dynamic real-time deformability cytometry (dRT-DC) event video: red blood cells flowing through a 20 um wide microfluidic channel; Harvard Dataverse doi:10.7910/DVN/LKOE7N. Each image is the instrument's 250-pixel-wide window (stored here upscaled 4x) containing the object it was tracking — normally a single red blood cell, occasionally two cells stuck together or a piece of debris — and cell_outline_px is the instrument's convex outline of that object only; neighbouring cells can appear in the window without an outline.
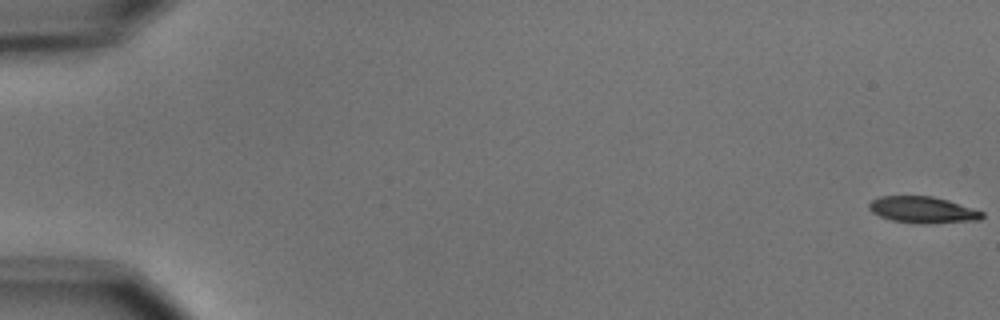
{"species": "common noctule bat (a hibernating species)", "species_latin": "Nyctalus noctula", "temperature_condition": "cold", "stored_images_in_passage": 5, "camera_frame_rate_fps": 3000, "um_per_image_px": 0.085, "animal": {"sex": "male", "body_mass_g": 15.6}, "frame": {"image": 1, "passage_image": 1, "time_ms": 0.0, "image_size_px": [1000, 320], "cell_outline_px": [[984, 216], [980, 220], [928, 224], [920, 224], [892, 220], [880, 216], [872, 212], [868, 208], [868, 204], [872, 200], [880, 196], [932, 196], [948, 200], [984, 212]], "centroid_in_image_um": [78.44, 17.84], "position_along_channel_um": 6.6, "area_um2": 17.51}}
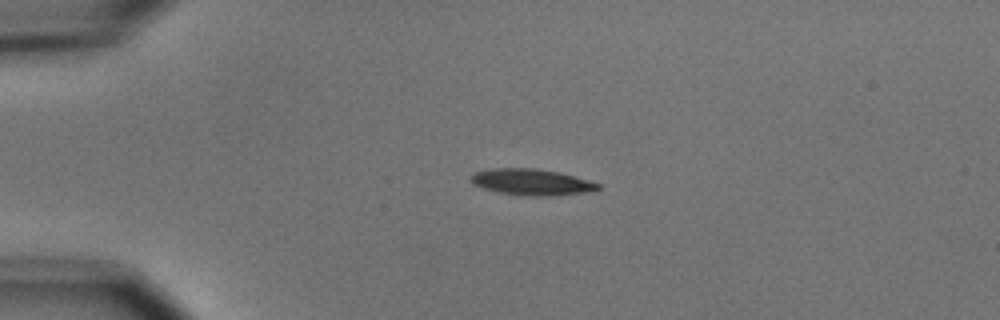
{"frame": {"image": 2, "passage_image": 4, "time_ms": 4.333, "image_size_px": [1000, 320], "cell_outline_px": [[600, 188], [580, 192], [548, 196], [532, 196], [500, 192], [484, 188], [472, 184], [468, 176], [476, 172], [492, 168], [536, 168], [560, 172], [588, 180], [600, 184]], "centroid_in_image_um": [45.12, 15.45], "position_along_channel_um": 39.9, "area_um2": 19.13}}